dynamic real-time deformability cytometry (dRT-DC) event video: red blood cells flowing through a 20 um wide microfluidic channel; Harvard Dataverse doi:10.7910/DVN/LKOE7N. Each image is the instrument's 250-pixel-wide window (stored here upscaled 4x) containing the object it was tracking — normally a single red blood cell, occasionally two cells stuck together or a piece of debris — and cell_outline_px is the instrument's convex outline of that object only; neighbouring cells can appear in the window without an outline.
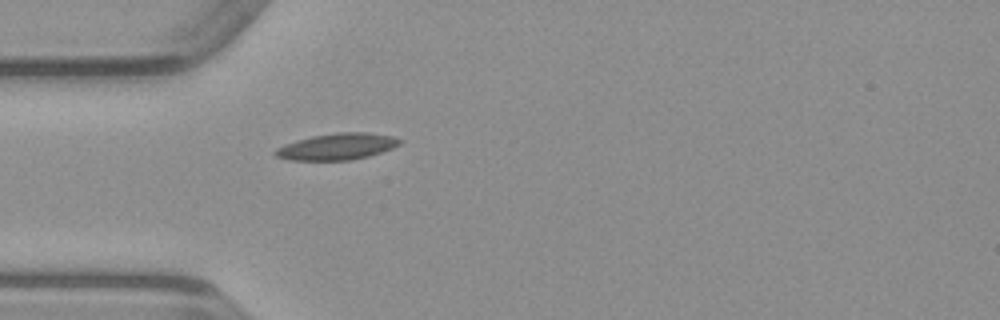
{"species": "common noctule bat (a hibernating species)", "species_latin": "Nyctalus noctula", "temperature_condition": "warm", "stored_images_in_passage": 31, "camera_frame_rate_fps": 3000, "um_per_image_px": 0.085, "animal": {"sex": "male", "body_mass_g": 23.1, "forearm_length_mm": 52.7}, "frame": {"image": 1, "passage_image": 1, "time_ms": 0.0, "image_size_px": [1000, 320], "cell_outline_px": [[404, 140], [400, 144], [392, 148], [368, 156], [352, 160], [292, 160], [276, 156], [272, 152], [276, 148], [296, 140], [312, 136], [336, 132], [368, 132], [392, 136]], "centroid_in_image_um": [28.67, 12.45], "position_along_channel_um": 56.3, "area_um2": 19.19}}
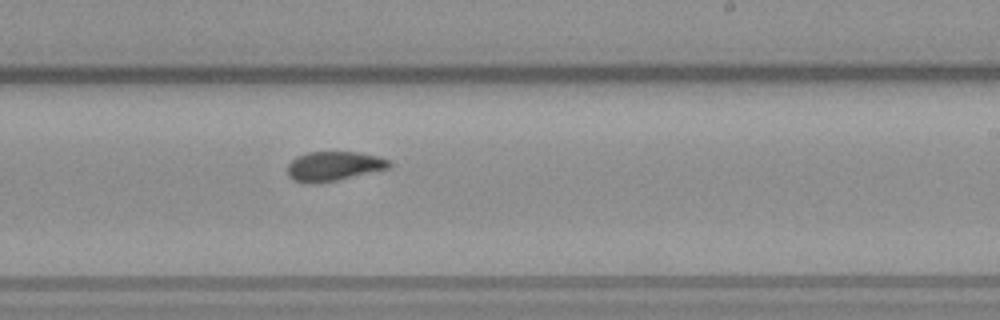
{"frame": {"image": 2, "passage_image": 16, "time_ms": 5.0, "image_size_px": [1000, 320], "cell_outline_px": [[392, 168], [336, 180], [312, 184], [292, 180], [288, 176], [288, 164], [296, 156], [308, 152], [356, 152], [380, 156], [392, 160]], "centroid_in_image_um": [28.42, 14.12], "position_along_channel_um": 260.6, "area_um2": 17.69}}
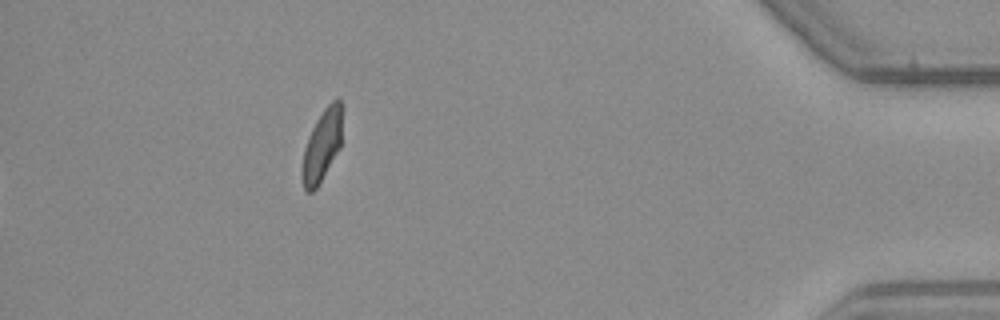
{"frame": {"image": 3, "passage_image": 31, "time_ms": 10.0, "image_size_px": [1000, 320], "cell_outline_px": [[344, 104], [340, 148], [316, 188], [312, 192], [308, 192], [304, 188], [300, 176], [300, 172], [304, 148], [308, 136], [316, 120], [324, 108], [332, 100], [340, 100]], "centroid_in_image_um": [27.37, 12.33], "position_along_channel_um": 407.8, "area_um2": 17.11}}